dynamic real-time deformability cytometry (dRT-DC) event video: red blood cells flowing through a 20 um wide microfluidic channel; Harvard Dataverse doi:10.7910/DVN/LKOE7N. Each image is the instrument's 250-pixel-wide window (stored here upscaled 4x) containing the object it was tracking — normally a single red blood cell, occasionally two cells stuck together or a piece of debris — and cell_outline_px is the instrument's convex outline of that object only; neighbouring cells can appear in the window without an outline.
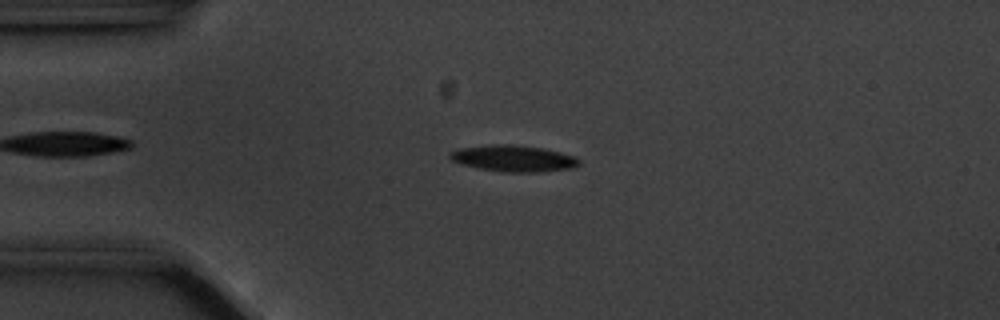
{"species": "common noctule bat (a hibernating species)", "species_latin": "Nyctalus noctula", "temperature_condition": "cold", "stored_images_in_passage": 49, "camera_frame_rate_fps": 3000, "um_per_image_px": 0.085, "animal": {"sex": "male", "body_mass_g": 20.1, "forearm_length_mm": 53.5}, "frame": {"image": 1, "passage_image": 10, "time_ms": 3.0, "image_size_px": [1000, 320], "cell_outline_px": [[580, 164], [572, 168], [536, 172], [504, 172], [480, 168], [460, 164], [452, 160], [448, 156], [448, 152], [460, 148], [492, 144], [512, 144], [544, 148], [560, 152], [572, 156], [580, 160]], "centroid_in_image_um": [43.61, 13.46], "position_along_channel_um": 41.4, "area_um2": 19.83}}
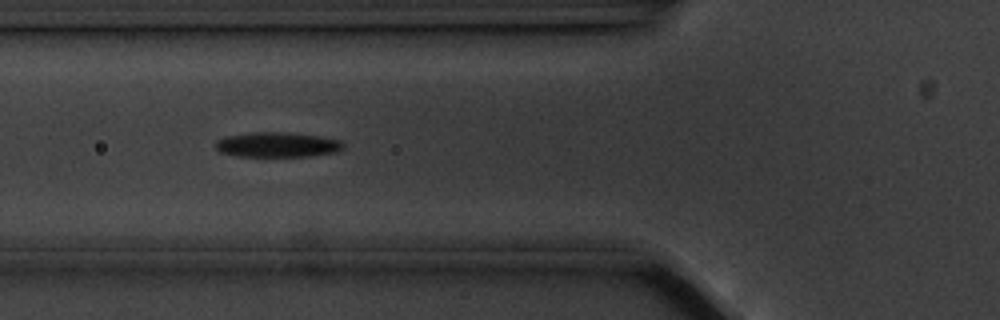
{"frame": {"image": 2, "passage_image": 17, "time_ms": 5.333, "image_size_px": [1000, 320], "cell_outline_px": [[344, 148], [336, 152], [308, 156], [236, 156], [220, 152], [216, 148], [216, 140], [224, 136], [256, 132], [284, 132], [320, 136], [340, 140], [344, 144]], "centroid_in_image_um": [23.56, 12.29], "position_along_channel_um": 102.2, "area_um2": 18.55}}
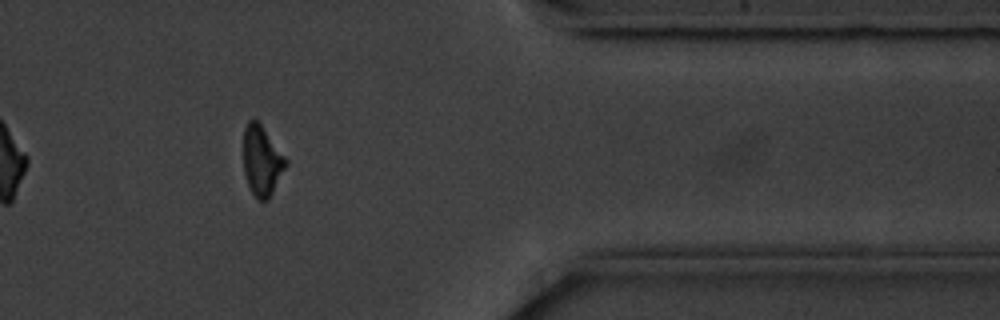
{"frame": {"image": 3, "passage_image": 43, "time_ms": 14.0, "image_size_px": [1000, 320], "cell_outline_px": [[288, 164], [268, 200], [256, 200], [248, 184], [244, 172], [244, 128], [248, 120], [256, 120], [260, 124], [288, 160]], "centroid_in_image_um": [22.26, 13.69], "position_along_channel_um": 389.1, "area_um2": 17.11}, "authors_computed_cell_mechanics": {"area_um2": 18.496, "velocity_mm_per_s": 3.5407, "shape_relaxation_time_tau1_ms": 3.1768, "shape_relaxation_time_tau2_ms": null, "deformation_change_tau1": 0.1195, "deformation_change_tau2": null}}